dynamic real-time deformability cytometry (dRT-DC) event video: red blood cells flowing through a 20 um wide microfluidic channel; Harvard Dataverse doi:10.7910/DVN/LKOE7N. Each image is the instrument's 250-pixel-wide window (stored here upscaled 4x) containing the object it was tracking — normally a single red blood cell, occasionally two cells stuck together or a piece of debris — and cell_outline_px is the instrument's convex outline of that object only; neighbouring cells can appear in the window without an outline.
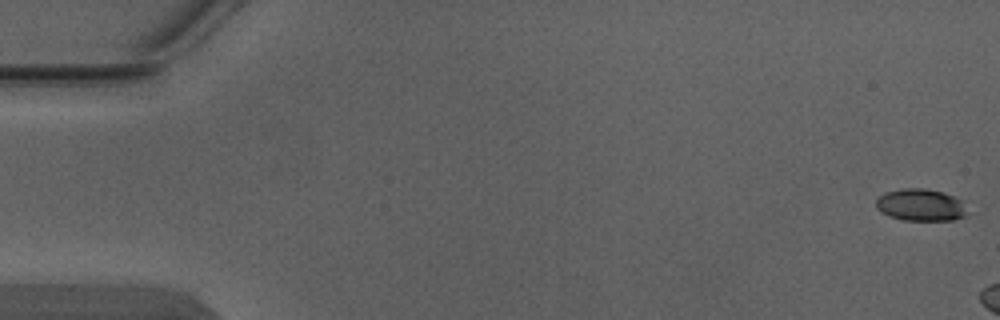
{"species": "Egyptian fruit bat (a non-hibernating species)", "species_latin": "Rousettus aegyptiacus", "temperature_condition": "warm", "stored_images_in_passage": 4, "camera_frame_rate_fps": 3000, "um_per_image_px": 0.085, "animal": {"sex": "male"}, "frame": {"image": 1, "passage_image": 1, "time_ms": 0.0, "image_size_px": [1000, 320], "cell_outline_px": [[964, 216], [952, 220], [904, 220], [888, 216], [880, 212], [876, 208], [876, 200], [884, 192], [904, 188], [924, 188], [944, 192], [956, 196], [964, 200]], "centroid_in_image_um": [78.24, 17.41], "position_along_channel_um": 6.8, "area_um2": 17.17}}